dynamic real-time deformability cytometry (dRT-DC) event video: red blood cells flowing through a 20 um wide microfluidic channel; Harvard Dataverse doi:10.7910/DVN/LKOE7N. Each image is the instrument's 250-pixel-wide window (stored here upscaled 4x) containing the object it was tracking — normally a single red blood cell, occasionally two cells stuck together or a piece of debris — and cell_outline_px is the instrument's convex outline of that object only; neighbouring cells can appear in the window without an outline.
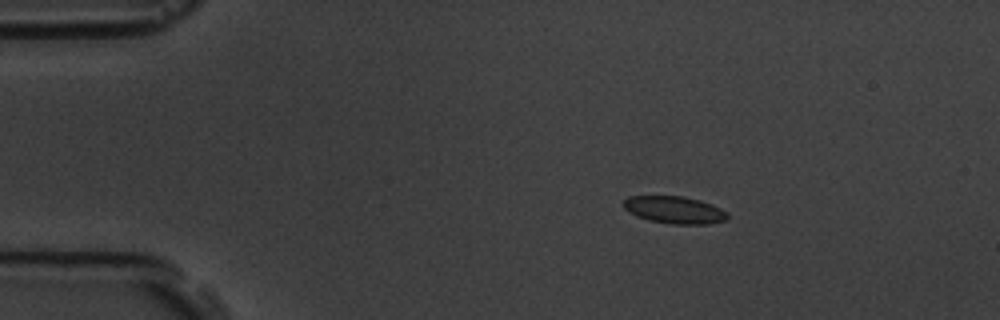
{"species": "common noctule bat (a hibernating species)", "species_latin": "Nyctalus noctula", "temperature_condition": "room temperature", "stored_images_in_passage": 3, "camera_frame_rate_fps": 3000, "um_per_image_px": 0.085, "animal": {"sex": "male", "body_mass_g": 19.5, "forearm_length_mm": 54.6}, "frame": {"image": 1, "passage_image": 1, "time_ms": 0.0, "image_size_px": [1000, 320], "cell_outline_px": [[728, 220], [708, 224], [672, 224], [648, 220], [636, 216], [628, 212], [624, 208], [624, 200], [628, 196], [680, 196], [700, 200], [712, 204], [728, 212]], "centroid_in_image_um": [57.34, 17.85], "position_along_channel_um": 27.7, "area_um2": 16.65}}